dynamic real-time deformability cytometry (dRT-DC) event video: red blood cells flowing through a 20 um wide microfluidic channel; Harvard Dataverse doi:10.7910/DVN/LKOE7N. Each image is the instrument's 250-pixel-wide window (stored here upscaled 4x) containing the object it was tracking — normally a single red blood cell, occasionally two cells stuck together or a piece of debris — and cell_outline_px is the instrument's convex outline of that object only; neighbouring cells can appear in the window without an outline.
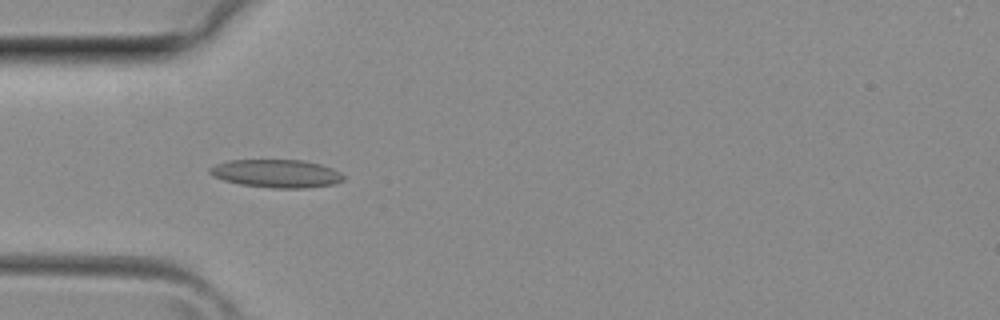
{"species": "common noctule bat (a hibernating species)", "species_latin": "Nyctalus noctula", "temperature_condition": "room temperature", "stored_images_in_passage": 39, "camera_frame_rate_fps": 3000, "um_per_image_px": 0.085, "animal": {"sex": "female", "body_mass_g": 29.2, "forearm_length_mm": 56.3}, "frame": {"image": 1, "passage_image": 12, "time_ms": 3.667, "image_size_px": [1000, 320], "cell_outline_px": [[344, 180], [332, 184], [304, 188], [272, 188], [240, 184], [224, 180], [208, 172], [208, 168], [216, 164], [228, 160], [304, 160], [320, 164], [332, 168], [340, 172], [344, 176]], "centroid_in_image_um": [23.5, 14.74], "position_along_channel_um": 61.5, "area_um2": 21.79}}
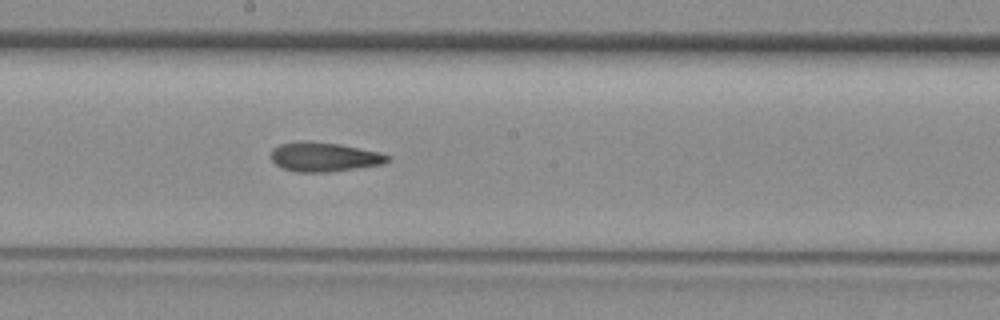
{"frame": {"image": 2, "passage_image": 21, "time_ms": 6.667, "image_size_px": [1000, 320], "cell_outline_px": [[392, 156], [384, 164], [328, 172], [296, 172], [284, 168], [276, 164], [272, 160], [272, 148], [280, 144], [304, 140], [340, 144], [380, 152]], "centroid_in_image_um": [27.57, 13.33], "position_along_channel_um": 220.6, "area_um2": 19.88}}
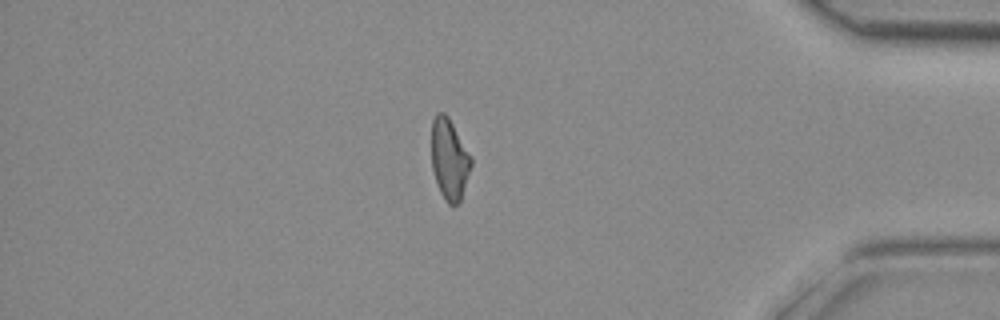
{"frame": {"image": 3, "passage_image": 33, "time_ms": 10.667, "image_size_px": [1000, 320], "cell_outline_px": [[472, 164], [460, 200], [452, 208], [444, 200], [440, 192], [432, 168], [432, 120], [436, 112], [444, 112], [448, 116], [472, 156]], "centroid_in_image_um": [38.2, 13.52], "position_along_channel_um": 397.0, "area_um2": 18.73}}